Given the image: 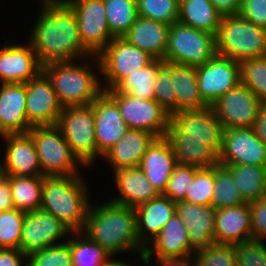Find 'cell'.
Instances as JSON below:
<instances>
[{
	"label": "cell",
	"mask_w": 266,
	"mask_h": 266,
	"mask_svg": "<svg viewBox=\"0 0 266 266\" xmlns=\"http://www.w3.org/2000/svg\"><path fill=\"white\" fill-rule=\"evenodd\" d=\"M26 83L0 87V136L27 134L32 128L26 117Z\"/></svg>",
	"instance_id": "cell-23"
},
{
	"label": "cell",
	"mask_w": 266,
	"mask_h": 266,
	"mask_svg": "<svg viewBox=\"0 0 266 266\" xmlns=\"http://www.w3.org/2000/svg\"><path fill=\"white\" fill-rule=\"evenodd\" d=\"M114 174L121 195L110 200L113 203L136 208L160 195L139 166L120 169Z\"/></svg>",
	"instance_id": "cell-28"
},
{
	"label": "cell",
	"mask_w": 266,
	"mask_h": 266,
	"mask_svg": "<svg viewBox=\"0 0 266 266\" xmlns=\"http://www.w3.org/2000/svg\"><path fill=\"white\" fill-rule=\"evenodd\" d=\"M26 117L31 127L56 125L62 111L51 81L41 72L26 82Z\"/></svg>",
	"instance_id": "cell-16"
},
{
	"label": "cell",
	"mask_w": 266,
	"mask_h": 266,
	"mask_svg": "<svg viewBox=\"0 0 266 266\" xmlns=\"http://www.w3.org/2000/svg\"><path fill=\"white\" fill-rule=\"evenodd\" d=\"M74 233H81V237L68 241L73 266H107L113 262L109 261L111 254L87 235H82V231Z\"/></svg>",
	"instance_id": "cell-38"
},
{
	"label": "cell",
	"mask_w": 266,
	"mask_h": 266,
	"mask_svg": "<svg viewBox=\"0 0 266 266\" xmlns=\"http://www.w3.org/2000/svg\"><path fill=\"white\" fill-rule=\"evenodd\" d=\"M113 38L124 37L138 17L136 0H103Z\"/></svg>",
	"instance_id": "cell-36"
},
{
	"label": "cell",
	"mask_w": 266,
	"mask_h": 266,
	"mask_svg": "<svg viewBox=\"0 0 266 266\" xmlns=\"http://www.w3.org/2000/svg\"><path fill=\"white\" fill-rule=\"evenodd\" d=\"M28 134L32 137L40 160L42 176L76 175L79 159L56 125L35 126ZM77 169V170H76Z\"/></svg>",
	"instance_id": "cell-8"
},
{
	"label": "cell",
	"mask_w": 266,
	"mask_h": 266,
	"mask_svg": "<svg viewBox=\"0 0 266 266\" xmlns=\"http://www.w3.org/2000/svg\"><path fill=\"white\" fill-rule=\"evenodd\" d=\"M25 216L16 208L0 212V249H19Z\"/></svg>",
	"instance_id": "cell-40"
},
{
	"label": "cell",
	"mask_w": 266,
	"mask_h": 266,
	"mask_svg": "<svg viewBox=\"0 0 266 266\" xmlns=\"http://www.w3.org/2000/svg\"><path fill=\"white\" fill-rule=\"evenodd\" d=\"M157 137L147 131L127 129L123 137L103 156L114 171L138 167L142 156Z\"/></svg>",
	"instance_id": "cell-26"
},
{
	"label": "cell",
	"mask_w": 266,
	"mask_h": 266,
	"mask_svg": "<svg viewBox=\"0 0 266 266\" xmlns=\"http://www.w3.org/2000/svg\"><path fill=\"white\" fill-rule=\"evenodd\" d=\"M215 243L239 244L253 239L249 203L215 211Z\"/></svg>",
	"instance_id": "cell-25"
},
{
	"label": "cell",
	"mask_w": 266,
	"mask_h": 266,
	"mask_svg": "<svg viewBox=\"0 0 266 266\" xmlns=\"http://www.w3.org/2000/svg\"><path fill=\"white\" fill-rule=\"evenodd\" d=\"M198 167L177 164L163 193L174 202L183 201Z\"/></svg>",
	"instance_id": "cell-46"
},
{
	"label": "cell",
	"mask_w": 266,
	"mask_h": 266,
	"mask_svg": "<svg viewBox=\"0 0 266 266\" xmlns=\"http://www.w3.org/2000/svg\"><path fill=\"white\" fill-rule=\"evenodd\" d=\"M216 54L215 35L212 33L178 21L169 27L166 62L198 67Z\"/></svg>",
	"instance_id": "cell-6"
},
{
	"label": "cell",
	"mask_w": 266,
	"mask_h": 266,
	"mask_svg": "<svg viewBox=\"0 0 266 266\" xmlns=\"http://www.w3.org/2000/svg\"><path fill=\"white\" fill-rule=\"evenodd\" d=\"M165 137L173 147L177 164L198 168L219 165V153L209 145V140L184 139L170 125Z\"/></svg>",
	"instance_id": "cell-30"
},
{
	"label": "cell",
	"mask_w": 266,
	"mask_h": 266,
	"mask_svg": "<svg viewBox=\"0 0 266 266\" xmlns=\"http://www.w3.org/2000/svg\"><path fill=\"white\" fill-rule=\"evenodd\" d=\"M5 177L4 170L2 169V165L0 163V181Z\"/></svg>",
	"instance_id": "cell-56"
},
{
	"label": "cell",
	"mask_w": 266,
	"mask_h": 266,
	"mask_svg": "<svg viewBox=\"0 0 266 266\" xmlns=\"http://www.w3.org/2000/svg\"><path fill=\"white\" fill-rule=\"evenodd\" d=\"M222 15L210 0H179L178 22L216 35Z\"/></svg>",
	"instance_id": "cell-32"
},
{
	"label": "cell",
	"mask_w": 266,
	"mask_h": 266,
	"mask_svg": "<svg viewBox=\"0 0 266 266\" xmlns=\"http://www.w3.org/2000/svg\"><path fill=\"white\" fill-rule=\"evenodd\" d=\"M14 208L9 181L4 177L0 181V212Z\"/></svg>",
	"instance_id": "cell-53"
},
{
	"label": "cell",
	"mask_w": 266,
	"mask_h": 266,
	"mask_svg": "<svg viewBox=\"0 0 266 266\" xmlns=\"http://www.w3.org/2000/svg\"><path fill=\"white\" fill-rule=\"evenodd\" d=\"M174 90L171 70L163 64L159 68L158 75L154 82V99L170 116L177 112L176 93Z\"/></svg>",
	"instance_id": "cell-45"
},
{
	"label": "cell",
	"mask_w": 266,
	"mask_h": 266,
	"mask_svg": "<svg viewBox=\"0 0 266 266\" xmlns=\"http://www.w3.org/2000/svg\"><path fill=\"white\" fill-rule=\"evenodd\" d=\"M211 206L218 210L246 204L230 170L223 165L215 166V182Z\"/></svg>",
	"instance_id": "cell-37"
},
{
	"label": "cell",
	"mask_w": 266,
	"mask_h": 266,
	"mask_svg": "<svg viewBox=\"0 0 266 266\" xmlns=\"http://www.w3.org/2000/svg\"><path fill=\"white\" fill-rule=\"evenodd\" d=\"M56 126L81 165H89L97 155L93 105L63 107Z\"/></svg>",
	"instance_id": "cell-7"
},
{
	"label": "cell",
	"mask_w": 266,
	"mask_h": 266,
	"mask_svg": "<svg viewBox=\"0 0 266 266\" xmlns=\"http://www.w3.org/2000/svg\"><path fill=\"white\" fill-rule=\"evenodd\" d=\"M215 211L212 206L176 202V213L186 224L192 252L215 243Z\"/></svg>",
	"instance_id": "cell-19"
},
{
	"label": "cell",
	"mask_w": 266,
	"mask_h": 266,
	"mask_svg": "<svg viewBox=\"0 0 266 266\" xmlns=\"http://www.w3.org/2000/svg\"><path fill=\"white\" fill-rule=\"evenodd\" d=\"M219 164L266 166V144L252 128L224 129Z\"/></svg>",
	"instance_id": "cell-14"
},
{
	"label": "cell",
	"mask_w": 266,
	"mask_h": 266,
	"mask_svg": "<svg viewBox=\"0 0 266 266\" xmlns=\"http://www.w3.org/2000/svg\"><path fill=\"white\" fill-rule=\"evenodd\" d=\"M249 240L235 245L236 266H266V244Z\"/></svg>",
	"instance_id": "cell-47"
},
{
	"label": "cell",
	"mask_w": 266,
	"mask_h": 266,
	"mask_svg": "<svg viewBox=\"0 0 266 266\" xmlns=\"http://www.w3.org/2000/svg\"><path fill=\"white\" fill-rule=\"evenodd\" d=\"M152 247H145L141 259L148 264L152 254L157 258H187L191 257V243L186 224L175 213L164 225L159 234L150 242Z\"/></svg>",
	"instance_id": "cell-21"
},
{
	"label": "cell",
	"mask_w": 266,
	"mask_h": 266,
	"mask_svg": "<svg viewBox=\"0 0 266 266\" xmlns=\"http://www.w3.org/2000/svg\"><path fill=\"white\" fill-rule=\"evenodd\" d=\"M42 72L31 44L26 46L5 45L0 50V81L2 84L26 83Z\"/></svg>",
	"instance_id": "cell-20"
},
{
	"label": "cell",
	"mask_w": 266,
	"mask_h": 266,
	"mask_svg": "<svg viewBox=\"0 0 266 266\" xmlns=\"http://www.w3.org/2000/svg\"><path fill=\"white\" fill-rule=\"evenodd\" d=\"M255 135L266 144V101H261L256 121L252 127Z\"/></svg>",
	"instance_id": "cell-51"
},
{
	"label": "cell",
	"mask_w": 266,
	"mask_h": 266,
	"mask_svg": "<svg viewBox=\"0 0 266 266\" xmlns=\"http://www.w3.org/2000/svg\"><path fill=\"white\" fill-rule=\"evenodd\" d=\"M176 165L177 159L170 141L161 137L148 147L139 167L159 194H163Z\"/></svg>",
	"instance_id": "cell-24"
},
{
	"label": "cell",
	"mask_w": 266,
	"mask_h": 266,
	"mask_svg": "<svg viewBox=\"0 0 266 266\" xmlns=\"http://www.w3.org/2000/svg\"><path fill=\"white\" fill-rule=\"evenodd\" d=\"M30 44L43 65L92 55L82 44L75 13L65 0L44 1Z\"/></svg>",
	"instance_id": "cell-1"
},
{
	"label": "cell",
	"mask_w": 266,
	"mask_h": 266,
	"mask_svg": "<svg viewBox=\"0 0 266 266\" xmlns=\"http://www.w3.org/2000/svg\"><path fill=\"white\" fill-rule=\"evenodd\" d=\"M198 88L202 100L212 104L241 82L240 62L216 54L197 67Z\"/></svg>",
	"instance_id": "cell-13"
},
{
	"label": "cell",
	"mask_w": 266,
	"mask_h": 266,
	"mask_svg": "<svg viewBox=\"0 0 266 266\" xmlns=\"http://www.w3.org/2000/svg\"><path fill=\"white\" fill-rule=\"evenodd\" d=\"M87 189L78 175L43 176L41 209L53 214L73 232L85 227L89 211Z\"/></svg>",
	"instance_id": "cell-3"
},
{
	"label": "cell",
	"mask_w": 266,
	"mask_h": 266,
	"mask_svg": "<svg viewBox=\"0 0 266 266\" xmlns=\"http://www.w3.org/2000/svg\"><path fill=\"white\" fill-rule=\"evenodd\" d=\"M73 9L83 46L98 55L113 39L103 0H65Z\"/></svg>",
	"instance_id": "cell-11"
},
{
	"label": "cell",
	"mask_w": 266,
	"mask_h": 266,
	"mask_svg": "<svg viewBox=\"0 0 266 266\" xmlns=\"http://www.w3.org/2000/svg\"><path fill=\"white\" fill-rule=\"evenodd\" d=\"M222 16L236 15L240 11L242 0H210Z\"/></svg>",
	"instance_id": "cell-52"
},
{
	"label": "cell",
	"mask_w": 266,
	"mask_h": 266,
	"mask_svg": "<svg viewBox=\"0 0 266 266\" xmlns=\"http://www.w3.org/2000/svg\"><path fill=\"white\" fill-rule=\"evenodd\" d=\"M70 231L53 214L41 208L26 212L19 249L28 255L56 245L55 241Z\"/></svg>",
	"instance_id": "cell-17"
},
{
	"label": "cell",
	"mask_w": 266,
	"mask_h": 266,
	"mask_svg": "<svg viewBox=\"0 0 266 266\" xmlns=\"http://www.w3.org/2000/svg\"><path fill=\"white\" fill-rule=\"evenodd\" d=\"M7 141L4 175L42 176L39 156L32 137L27 134L2 135Z\"/></svg>",
	"instance_id": "cell-22"
},
{
	"label": "cell",
	"mask_w": 266,
	"mask_h": 266,
	"mask_svg": "<svg viewBox=\"0 0 266 266\" xmlns=\"http://www.w3.org/2000/svg\"><path fill=\"white\" fill-rule=\"evenodd\" d=\"M27 266H73L68 242L49 246L27 255Z\"/></svg>",
	"instance_id": "cell-43"
},
{
	"label": "cell",
	"mask_w": 266,
	"mask_h": 266,
	"mask_svg": "<svg viewBox=\"0 0 266 266\" xmlns=\"http://www.w3.org/2000/svg\"><path fill=\"white\" fill-rule=\"evenodd\" d=\"M253 239L266 237V197L249 204Z\"/></svg>",
	"instance_id": "cell-49"
},
{
	"label": "cell",
	"mask_w": 266,
	"mask_h": 266,
	"mask_svg": "<svg viewBox=\"0 0 266 266\" xmlns=\"http://www.w3.org/2000/svg\"><path fill=\"white\" fill-rule=\"evenodd\" d=\"M83 232L111 255L136 249L142 256L145 250L138 238L135 208L111 201L99 208L90 205Z\"/></svg>",
	"instance_id": "cell-2"
},
{
	"label": "cell",
	"mask_w": 266,
	"mask_h": 266,
	"mask_svg": "<svg viewBox=\"0 0 266 266\" xmlns=\"http://www.w3.org/2000/svg\"><path fill=\"white\" fill-rule=\"evenodd\" d=\"M25 258L27 255L20 249H0V266H21Z\"/></svg>",
	"instance_id": "cell-50"
},
{
	"label": "cell",
	"mask_w": 266,
	"mask_h": 266,
	"mask_svg": "<svg viewBox=\"0 0 266 266\" xmlns=\"http://www.w3.org/2000/svg\"><path fill=\"white\" fill-rule=\"evenodd\" d=\"M135 211L139 242L145 248L149 245L148 239L152 241L176 213V202L160 194L149 202L137 206ZM145 231H148V234L150 233V238L147 237L146 239L144 237Z\"/></svg>",
	"instance_id": "cell-29"
},
{
	"label": "cell",
	"mask_w": 266,
	"mask_h": 266,
	"mask_svg": "<svg viewBox=\"0 0 266 266\" xmlns=\"http://www.w3.org/2000/svg\"><path fill=\"white\" fill-rule=\"evenodd\" d=\"M163 64V60L154 59L142 69L125 77L114 89L144 100L154 99V82Z\"/></svg>",
	"instance_id": "cell-35"
},
{
	"label": "cell",
	"mask_w": 266,
	"mask_h": 266,
	"mask_svg": "<svg viewBox=\"0 0 266 266\" xmlns=\"http://www.w3.org/2000/svg\"><path fill=\"white\" fill-rule=\"evenodd\" d=\"M95 117L97 155L101 157L125 134L128 127L117 103L103 91L92 103Z\"/></svg>",
	"instance_id": "cell-18"
},
{
	"label": "cell",
	"mask_w": 266,
	"mask_h": 266,
	"mask_svg": "<svg viewBox=\"0 0 266 266\" xmlns=\"http://www.w3.org/2000/svg\"><path fill=\"white\" fill-rule=\"evenodd\" d=\"M260 102L253 92L240 82L220 96L211 107L223 129L252 128Z\"/></svg>",
	"instance_id": "cell-12"
},
{
	"label": "cell",
	"mask_w": 266,
	"mask_h": 266,
	"mask_svg": "<svg viewBox=\"0 0 266 266\" xmlns=\"http://www.w3.org/2000/svg\"><path fill=\"white\" fill-rule=\"evenodd\" d=\"M215 41L218 55L238 62L266 56V29L239 14L222 16Z\"/></svg>",
	"instance_id": "cell-5"
},
{
	"label": "cell",
	"mask_w": 266,
	"mask_h": 266,
	"mask_svg": "<svg viewBox=\"0 0 266 266\" xmlns=\"http://www.w3.org/2000/svg\"><path fill=\"white\" fill-rule=\"evenodd\" d=\"M164 64L171 70V79L176 93L177 112L208 107L199 93L197 67L166 61Z\"/></svg>",
	"instance_id": "cell-31"
},
{
	"label": "cell",
	"mask_w": 266,
	"mask_h": 266,
	"mask_svg": "<svg viewBox=\"0 0 266 266\" xmlns=\"http://www.w3.org/2000/svg\"><path fill=\"white\" fill-rule=\"evenodd\" d=\"M107 266H130V265L124 263L123 261H113Z\"/></svg>",
	"instance_id": "cell-55"
},
{
	"label": "cell",
	"mask_w": 266,
	"mask_h": 266,
	"mask_svg": "<svg viewBox=\"0 0 266 266\" xmlns=\"http://www.w3.org/2000/svg\"><path fill=\"white\" fill-rule=\"evenodd\" d=\"M86 67L75 65L72 61L42 65V72L51 81L62 107L90 105L104 91L99 78Z\"/></svg>",
	"instance_id": "cell-4"
},
{
	"label": "cell",
	"mask_w": 266,
	"mask_h": 266,
	"mask_svg": "<svg viewBox=\"0 0 266 266\" xmlns=\"http://www.w3.org/2000/svg\"><path fill=\"white\" fill-rule=\"evenodd\" d=\"M240 76L260 101H266V56L241 61Z\"/></svg>",
	"instance_id": "cell-39"
},
{
	"label": "cell",
	"mask_w": 266,
	"mask_h": 266,
	"mask_svg": "<svg viewBox=\"0 0 266 266\" xmlns=\"http://www.w3.org/2000/svg\"><path fill=\"white\" fill-rule=\"evenodd\" d=\"M104 91L117 103L128 129L144 130L157 138L166 136L170 115L155 99L144 100L115 89Z\"/></svg>",
	"instance_id": "cell-10"
},
{
	"label": "cell",
	"mask_w": 266,
	"mask_h": 266,
	"mask_svg": "<svg viewBox=\"0 0 266 266\" xmlns=\"http://www.w3.org/2000/svg\"><path fill=\"white\" fill-rule=\"evenodd\" d=\"M90 58L98 62L108 81L107 89L104 90L114 89L125 77L154 60L152 56L132 45L124 37L113 38L97 56L91 55Z\"/></svg>",
	"instance_id": "cell-9"
},
{
	"label": "cell",
	"mask_w": 266,
	"mask_h": 266,
	"mask_svg": "<svg viewBox=\"0 0 266 266\" xmlns=\"http://www.w3.org/2000/svg\"><path fill=\"white\" fill-rule=\"evenodd\" d=\"M10 183L14 208L31 212L41 208L43 176L5 175Z\"/></svg>",
	"instance_id": "cell-34"
},
{
	"label": "cell",
	"mask_w": 266,
	"mask_h": 266,
	"mask_svg": "<svg viewBox=\"0 0 266 266\" xmlns=\"http://www.w3.org/2000/svg\"><path fill=\"white\" fill-rule=\"evenodd\" d=\"M214 182L215 166L198 168L183 201L191 204L211 206Z\"/></svg>",
	"instance_id": "cell-41"
},
{
	"label": "cell",
	"mask_w": 266,
	"mask_h": 266,
	"mask_svg": "<svg viewBox=\"0 0 266 266\" xmlns=\"http://www.w3.org/2000/svg\"><path fill=\"white\" fill-rule=\"evenodd\" d=\"M192 257L187 258H176V259H169V258H157V264L160 263L161 266H194V262L192 264L190 260Z\"/></svg>",
	"instance_id": "cell-54"
},
{
	"label": "cell",
	"mask_w": 266,
	"mask_h": 266,
	"mask_svg": "<svg viewBox=\"0 0 266 266\" xmlns=\"http://www.w3.org/2000/svg\"><path fill=\"white\" fill-rule=\"evenodd\" d=\"M169 125L184 139L209 140V145L221 151L224 129L211 106L175 112Z\"/></svg>",
	"instance_id": "cell-15"
},
{
	"label": "cell",
	"mask_w": 266,
	"mask_h": 266,
	"mask_svg": "<svg viewBox=\"0 0 266 266\" xmlns=\"http://www.w3.org/2000/svg\"><path fill=\"white\" fill-rule=\"evenodd\" d=\"M238 14L249 22L266 29V0H242Z\"/></svg>",
	"instance_id": "cell-48"
},
{
	"label": "cell",
	"mask_w": 266,
	"mask_h": 266,
	"mask_svg": "<svg viewBox=\"0 0 266 266\" xmlns=\"http://www.w3.org/2000/svg\"><path fill=\"white\" fill-rule=\"evenodd\" d=\"M234 177L240 193L246 203H252L266 197V166L223 165Z\"/></svg>",
	"instance_id": "cell-33"
},
{
	"label": "cell",
	"mask_w": 266,
	"mask_h": 266,
	"mask_svg": "<svg viewBox=\"0 0 266 266\" xmlns=\"http://www.w3.org/2000/svg\"><path fill=\"white\" fill-rule=\"evenodd\" d=\"M194 266H236L234 244H211L197 251Z\"/></svg>",
	"instance_id": "cell-44"
},
{
	"label": "cell",
	"mask_w": 266,
	"mask_h": 266,
	"mask_svg": "<svg viewBox=\"0 0 266 266\" xmlns=\"http://www.w3.org/2000/svg\"><path fill=\"white\" fill-rule=\"evenodd\" d=\"M138 16L169 26L178 21L179 0H136Z\"/></svg>",
	"instance_id": "cell-42"
},
{
	"label": "cell",
	"mask_w": 266,
	"mask_h": 266,
	"mask_svg": "<svg viewBox=\"0 0 266 266\" xmlns=\"http://www.w3.org/2000/svg\"><path fill=\"white\" fill-rule=\"evenodd\" d=\"M169 27L163 22L138 16L124 38L154 59L165 62Z\"/></svg>",
	"instance_id": "cell-27"
}]
</instances>
